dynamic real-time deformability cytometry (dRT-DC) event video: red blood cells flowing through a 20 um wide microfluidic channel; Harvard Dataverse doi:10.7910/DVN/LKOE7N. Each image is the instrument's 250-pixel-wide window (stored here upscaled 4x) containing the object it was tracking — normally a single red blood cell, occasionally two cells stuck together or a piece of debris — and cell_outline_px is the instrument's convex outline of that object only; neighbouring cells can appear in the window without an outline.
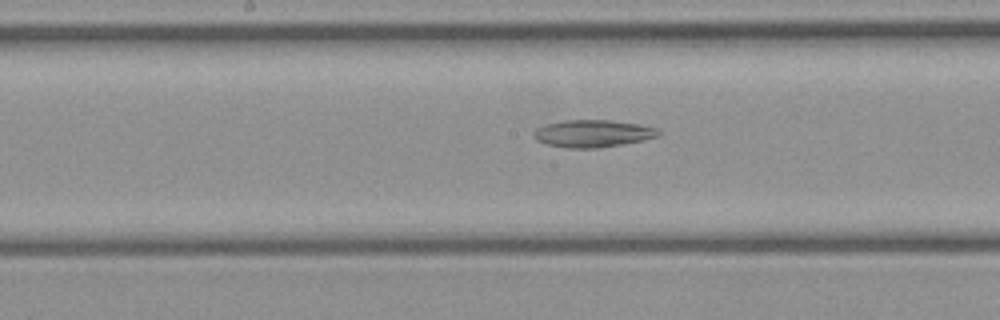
{"species": "common noctule bat (a hibernating species)", "species_latin": "Nyctalus noctula", "temperature_condition": "cold", "stored_images_in_passage": 40, "camera_frame_rate_fps": 3000, "um_per_image_px": 0.085, "animal": {"sex": "female", "body_mass_g": 21.9}, "frame": {"image": 1, "passage_image": 21, "time_ms": 6.667, "image_size_px": [1000, 320], "cell_outline_px": [[660, 132], [656, 136], [644, 140], [624, 144], [596, 148], [568, 148], [548, 144], [536, 140], [532, 136], [532, 132], [536, 128], [548, 124], [564, 120], [612, 120], [640, 124], [660, 128]], "centroid_in_image_um": [50.4, 11.34], "position_along_channel_um": 197.8, "area_um2": 19.94}}
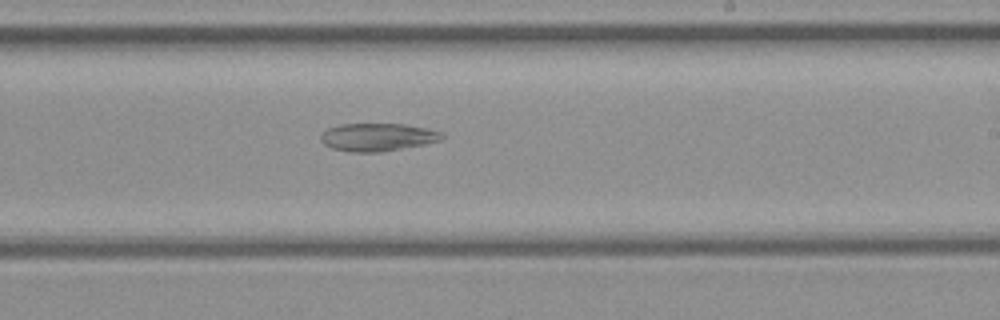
{"frame": {"image": 2, "passage_image": 25, "time_ms": 8.0, "image_size_px": [1000, 320], "cell_outline_px": [[444, 136], [440, 140], [424, 144], [380, 152], [348, 152], [332, 148], [324, 144], [320, 140], [320, 132], [328, 128], [340, 124], [404, 124], [428, 128], [444, 132]], "centroid_in_image_um": [32.07, 11.65], "position_along_channel_um": 256.9, "area_um2": 19.83}}
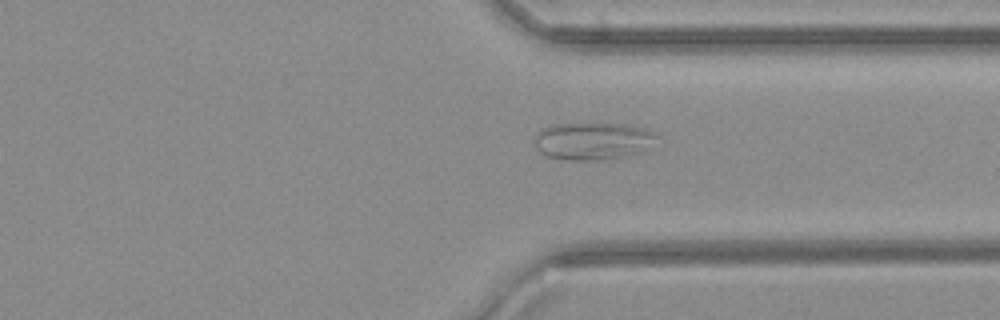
{"frame": {"image": 3, "passage_image": 32, "time_ms": 10.333, "image_size_px": [1000, 320], "cell_outline_px": [[660, 136], [648, 152], [636, 156], [604, 160], [568, 160], [544, 156], [536, 148], [532, 140], [532, 136], [540, 128], [552, 124], [624, 124], [648, 128], [656, 132]], "centroid_in_image_um": [50.46, 12.01], "position_along_channel_um": 360.9, "area_um2": 28.03}}